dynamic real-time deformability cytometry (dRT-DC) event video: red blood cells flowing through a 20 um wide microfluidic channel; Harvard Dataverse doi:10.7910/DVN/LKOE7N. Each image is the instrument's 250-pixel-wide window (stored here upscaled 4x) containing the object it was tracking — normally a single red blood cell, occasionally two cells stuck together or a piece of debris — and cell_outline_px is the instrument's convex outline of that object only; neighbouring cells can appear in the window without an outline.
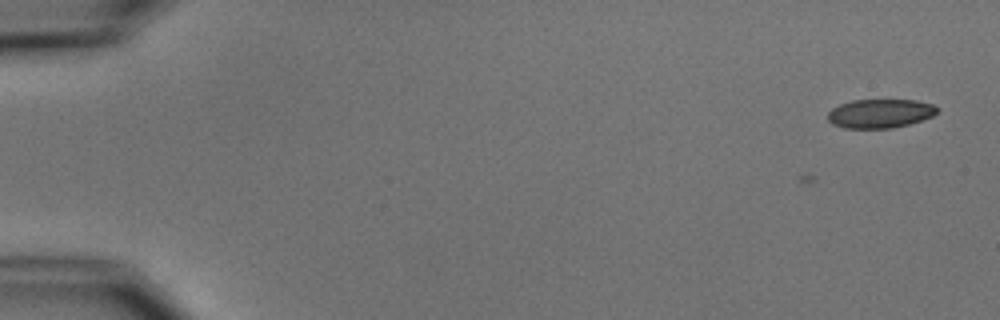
{"species": "common noctule bat (a hibernating species)", "species_latin": "Nyctalus noctula", "temperature_condition": "cold", "stored_images_in_passage": 2, "camera_frame_rate_fps": 3000, "um_per_image_px": 0.085, "animal": {"sex": "male", "body_mass_g": 15.6}, "frame": {"image": 1, "passage_image": 2, "time_ms": 1.0, "image_size_px": [1000, 320], "cell_outline_px": [[940, 108], [932, 116], [908, 124], [892, 128], [844, 128], [832, 124], [828, 120], [828, 112], [832, 108], [840, 104], [852, 100], [916, 100], [932, 104]], "centroid_in_image_um": [74.79, 9.64], "position_along_channel_um": 10.2, "area_um2": 18.38}}